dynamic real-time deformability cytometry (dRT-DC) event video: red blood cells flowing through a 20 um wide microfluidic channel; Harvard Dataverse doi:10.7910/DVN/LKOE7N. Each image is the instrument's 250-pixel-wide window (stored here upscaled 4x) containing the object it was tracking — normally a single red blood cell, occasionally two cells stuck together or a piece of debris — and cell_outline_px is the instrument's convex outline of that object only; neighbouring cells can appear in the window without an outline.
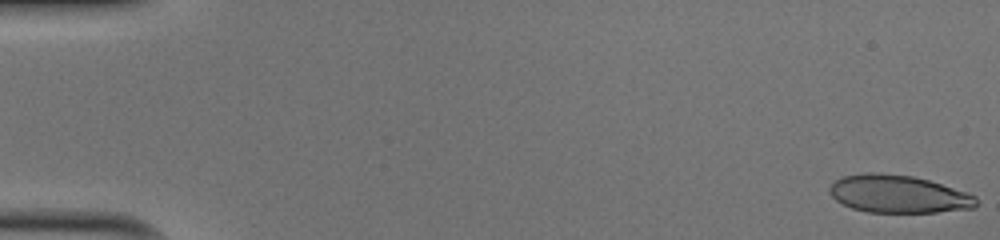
{"species": "human", "species_latin": "Homo sapiens", "temperature_condition": "cold", "stored_images_in_passage": 51, "camera_frame_rate_fps": 3000, "um_per_image_px": 0.085, "donor": {"sex": "male"}, "frame": {"image": 1, "passage_image": 1, "time_ms": 0.0, "image_size_px": [1000, 240], "cell_outline_px": [[976, 204], [972, 208], [936, 212], [868, 212], [852, 208], [836, 200], [832, 196], [828, 188], [836, 180], [844, 176], [868, 172], [872, 172], [912, 176], [928, 180], [976, 196]], "centroid_in_image_um": [76.32, 16.49], "position_along_channel_um": 8.7, "area_um2": 31.73}}
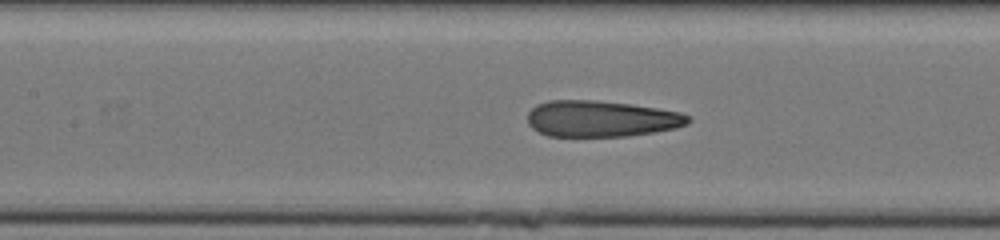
{"frame": {"image": 2, "passage_image": 24, "time_ms": 7.667, "image_size_px": [1000, 240], "cell_outline_px": [[692, 120], [688, 124], [676, 128], [628, 136], [548, 136], [532, 128], [528, 124], [528, 112], [536, 104], [548, 100], [596, 100], [632, 104], [680, 112], [688, 116]], "centroid_in_image_um": [51.09, 10.08], "position_along_channel_um": 156.3, "area_um2": 33.99}}
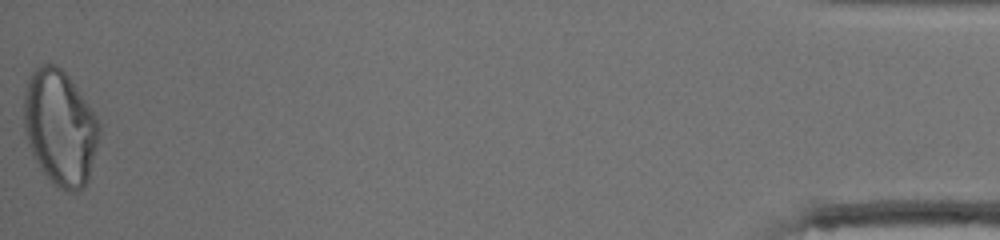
{"frame": {"image": 3, "passage_image": 51, "time_ms": 16.667, "image_size_px": [1000, 240], "cell_outline_px": [[100, 132], [88, 180], [76, 192], [68, 192], [52, 184], [40, 168], [32, 156], [28, 144], [24, 128], [24, 92], [28, 80], [32, 72], [36, 68], [44, 64], [56, 64], [68, 76], [96, 116], [100, 124]], "centroid_in_image_um": [5.08, 10.87], "position_along_channel_um": 430.1, "area_um2": 50.34}, "authors_computed_cell_mechanics": {"area_um2": 34.2754, "velocity_mm_per_s": 4.0575, "shape_relaxation_time_tau1_ms": null, "shape_relaxation_time_tau2_ms": 1.4786, "deformation_change_tau1": null, "deformation_change_tau2": 0.1086}}